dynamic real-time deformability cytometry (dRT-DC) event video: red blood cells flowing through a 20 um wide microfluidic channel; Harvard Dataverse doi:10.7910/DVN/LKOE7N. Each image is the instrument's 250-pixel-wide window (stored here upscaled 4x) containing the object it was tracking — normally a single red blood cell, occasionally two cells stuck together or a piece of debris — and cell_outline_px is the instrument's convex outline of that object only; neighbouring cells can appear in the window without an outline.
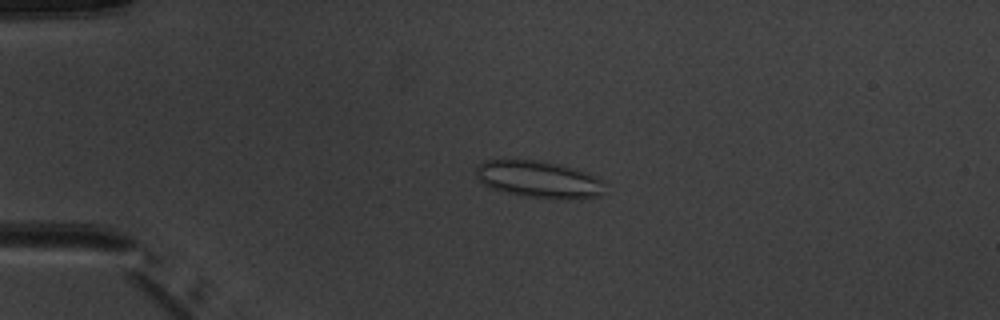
{"species": "common noctule bat (a hibernating species)", "species_latin": "Nyctalus noctula", "temperature_condition": "warm", "stored_images_in_passage": 3, "camera_frame_rate_fps": 3000, "um_per_image_px": 0.085, "animal": {"sex": "male", "body_mass_g": 20.1, "forearm_length_mm": 53.5}, "frame": {"image": 1, "passage_image": 2, "time_ms": 1.333, "image_size_px": [1000, 320], "cell_outline_px": [[604, 192], [600, 196], [580, 200], [552, 200], [520, 196], [492, 188], [484, 184], [476, 176], [476, 168], [484, 160], [540, 160], [560, 164], [588, 172], [604, 180]], "centroid_in_image_um": [45.89, 15.28], "position_along_channel_um": 39.1, "area_um2": 28.5}}